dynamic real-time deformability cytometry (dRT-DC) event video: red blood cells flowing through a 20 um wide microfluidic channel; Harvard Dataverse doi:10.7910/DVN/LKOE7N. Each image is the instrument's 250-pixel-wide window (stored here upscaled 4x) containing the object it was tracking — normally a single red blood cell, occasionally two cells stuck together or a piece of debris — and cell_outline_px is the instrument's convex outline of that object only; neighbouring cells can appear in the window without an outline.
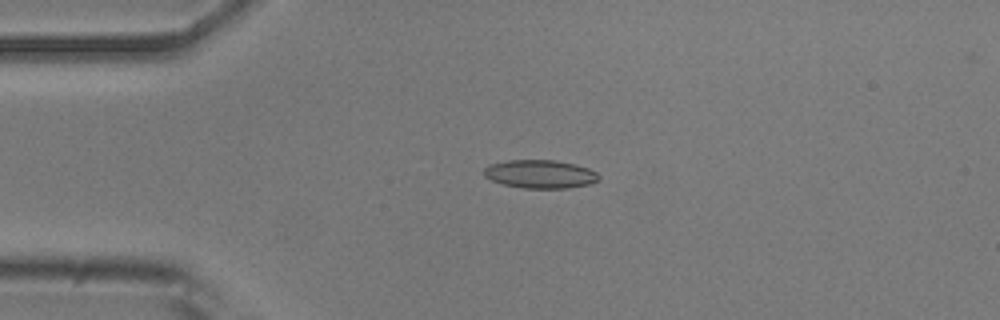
{"species": "common noctule bat (a hibernating species)", "species_latin": "Nyctalus noctula", "temperature_condition": "room temperature", "stored_images_in_passage": 53, "camera_frame_rate_fps": 3000, "um_per_image_px": 0.085, "animal": {"sex": "male", "body_mass_g": 20.5, "forearm_length_mm": 52.5}, "frame": {"image": 1, "passage_image": 12, "time_ms": 3.667, "image_size_px": [1000, 320], "cell_outline_px": [[600, 180], [588, 184], [568, 188], [524, 188], [504, 184], [492, 180], [484, 176], [484, 168], [488, 164], [508, 160], [556, 160], [576, 164], [588, 168], [596, 172], [600, 176]], "centroid_in_image_um": [45.92, 14.79], "position_along_channel_um": 39.1, "area_um2": 19.02}}
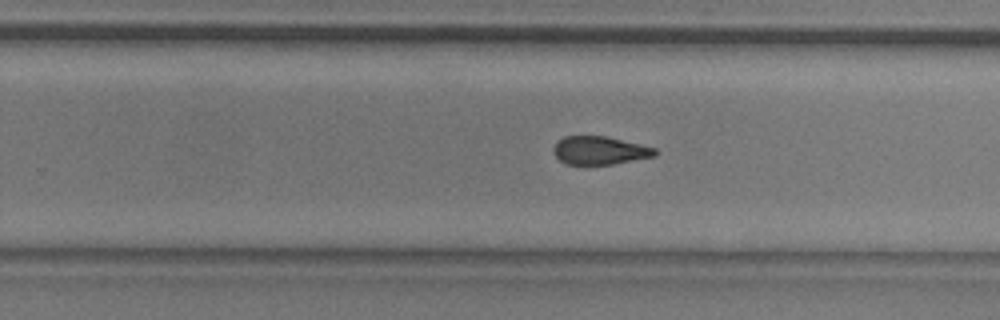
{"frame": {"image": 2, "passage_image": 33, "time_ms": 10.667, "image_size_px": [1000, 320], "cell_outline_px": [[656, 156], [612, 164], [564, 164], [556, 156], [552, 148], [564, 136], [604, 136], [640, 144], [656, 148]], "centroid_in_image_um": [50.97, 12.79], "position_along_channel_um": 278.8, "area_um2": 16.47}}
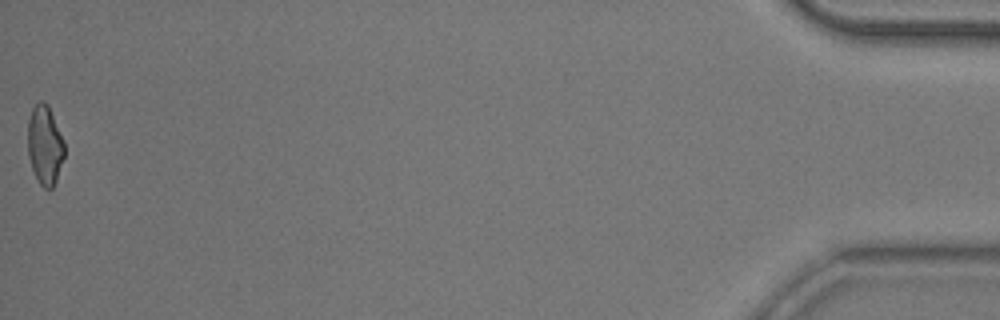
{"frame": {"image": 3, "passage_image": 53, "time_ms": 17.333, "image_size_px": [1000, 320], "cell_outline_px": [[64, 156], [56, 180], [52, 188], [44, 188], [40, 184], [32, 168], [28, 156], [28, 120], [32, 108], [40, 100], [48, 104], [64, 140]], "centroid_in_image_um": [3.81, 12.31], "position_along_channel_um": 431.4, "area_um2": 16.82}, "authors_computed_cell_mechanics": {"area_um2": 18.0914, "velocity_mm_per_s": 3.7919, "shape_relaxation_time_tau1_ms": null, "shape_relaxation_time_tau2_ms": 3.4999, "deformation_change_tau1": null, "deformation_change_tau2": 0.0991}}